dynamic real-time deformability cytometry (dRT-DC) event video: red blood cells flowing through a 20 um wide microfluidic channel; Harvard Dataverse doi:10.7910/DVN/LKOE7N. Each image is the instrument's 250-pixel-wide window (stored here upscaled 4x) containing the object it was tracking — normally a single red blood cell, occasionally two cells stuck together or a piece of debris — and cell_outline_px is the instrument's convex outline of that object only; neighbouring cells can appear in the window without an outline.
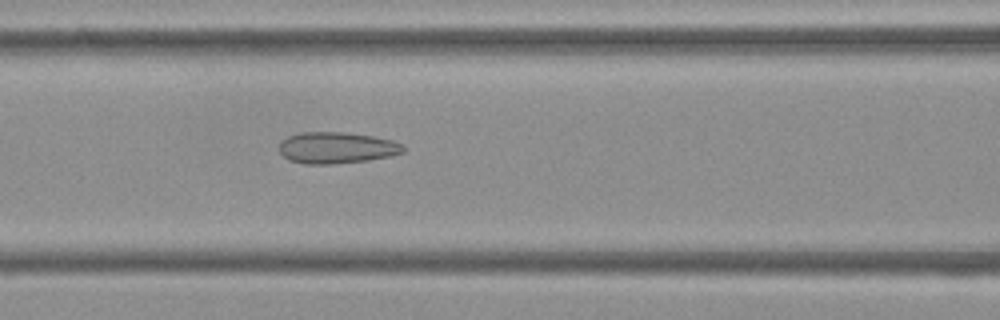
{"species": "Egyptian fruit bat (a non-hibernating species)", "species_latin": "Rousettus aegyptiacus", "temperature_condition": "cold", "stored_images_in_passage": 52, "camera_frame_rate_fps": 3000, "um_per_image_px": 0.085, "frame": {"image": 1, "passage_image": 21, "time_ms": 6.667, "image_size_px": [1000, 320], "cell_outline_px": [[404, 152], [388, 156], [368, 160], [332, 164], [304, 164], [288, 160], [280, 152], [280, 144], [288, 136], [300, 132], [344, 132], [372, 136], [392, 140], [400, 144], [404, 148]], "centroid_in_image_um": [28.59, 12.56], "position_along_channel_um": 138.0, "area_um2": 22.54}}
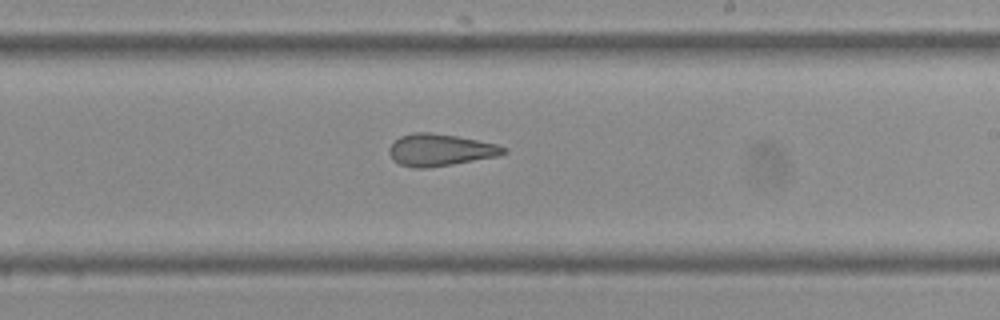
{"frame": {"image": 2, "passage_image": 30, "time_ms": 9.667, "image_size_px": [1000, 320], "cell_outline_px": [[508, 152], [500, 156], [428, 168], [412, 168], [400, 164], [392, 160], [388, 152], [388, 148], [400, 136], [412, 132], [432, 132], [456, 136], [496, 144], [508, 148]], "centroid_in_image_um": [37.41, 12.75], "position_along_channel_um": 251.6, "area_um2": 21.5}}
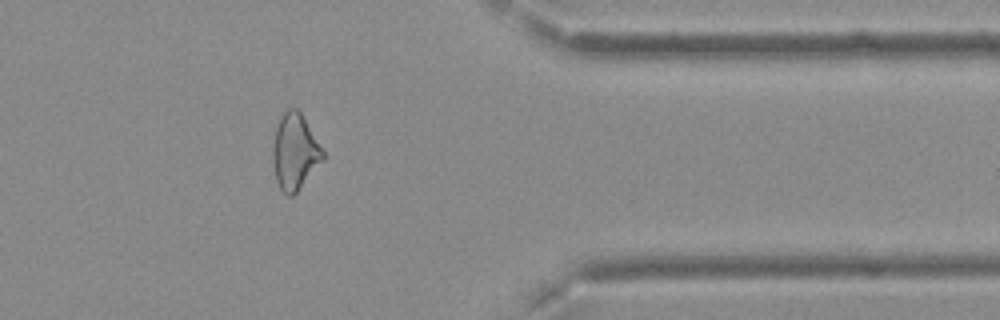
{"frame": {"image": 3, "passage_image": 42, "time_ms": 13.667, "image_size_px": [1000, 320], "cell_outline_px": [[324, 160], [296, 192], [292, 196], [288, 196], [280, 188], [276, 180], [272, 160], [272, 148], [276, 124], [280, 116], [288, 108], [296, 108], [300, 112], [324, 152]], "centroid_in_image_um": [25.03, 12.89], "position_along_channel_um": 386.4, "area_um2": 22.02}, "authors_computed_cell_mechanics": {"area_um2": 23.6691, "velocity_mm_per_s": 3.7824, "shape_relaxation_time_tau1_ms": null, "shape_relaxation_time_tau2_ms": 2.0968, "deformation_change_tau1": null, "deformation_change_tau2": 0.1145}}